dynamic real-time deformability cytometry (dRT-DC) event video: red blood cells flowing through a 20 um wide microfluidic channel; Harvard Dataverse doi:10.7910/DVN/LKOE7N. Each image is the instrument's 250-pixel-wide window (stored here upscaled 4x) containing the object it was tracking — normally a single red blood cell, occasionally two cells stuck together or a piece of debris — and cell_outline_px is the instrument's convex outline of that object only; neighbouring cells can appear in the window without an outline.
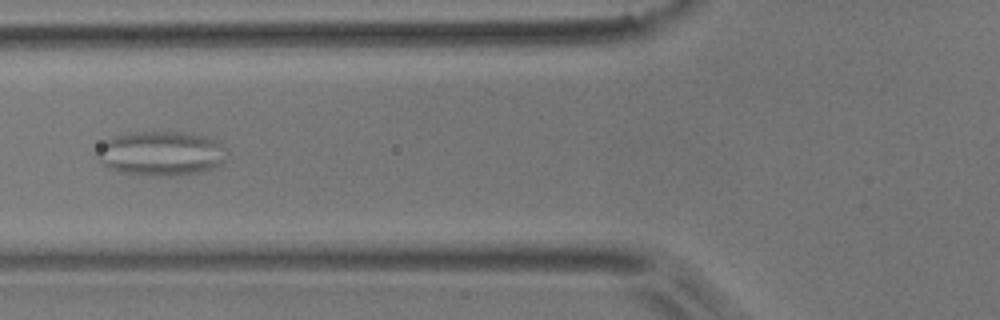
{"species": "common noctule bat (a hibernating species)", "species_latin": "Nyctalus noctula", "temperature_condition": "room temperature", "stored_images_in_passage": 8, "camera_frame_rate_fps": 3000, "um_per_image_px": 0.085, "animal": {"sex": "male", "body_mass_g": 17.9}, "frame": {"image": 1, "passage_image": 6, "time_ms": 1.667, "image_size_px": [1000, 320], "cell_outline_px": [[224, 160], [220, 168], [200, 172], [172, 176], [160, 176], [116, 172], [108, 168], [96, 156], [96, 152], [100, 144], [116, 136], [128, 132], [192, 132], [216, 140], [224, 148]], "centroid_in_image_um": [13.7, 13.05], "position_along_channel_um": 112.1, "area_um2": 33.93}}
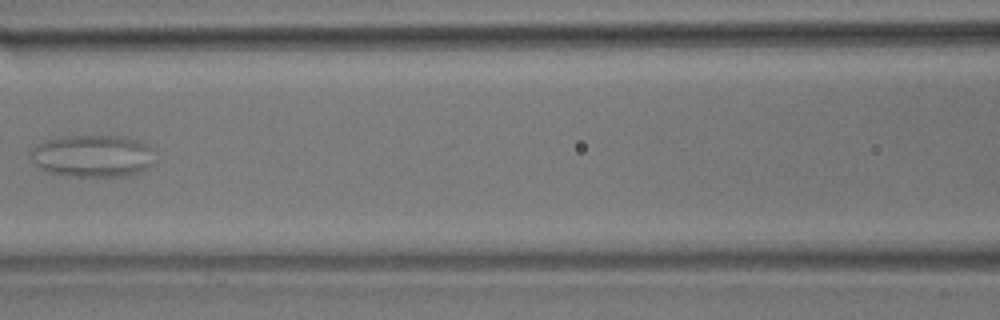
{"frame": {"image": 2, "passage_image": 7, "time_ms": 2.0, "image_size_px": [1000, 320], "cell_outline_px": [[152, 164], [148, 168], [128, 176], [64, 176], [48, 172], [36, 168], [32, 156], [32, 148], [36, 144], [44, 140], [68, 136], [124, 136], [136, 140], [144, 144], [148, 148]], "centroid_in_image_um": [7.79, 13.27], "position_along_channel_um": 158.8, "area_um2": 30.29}}
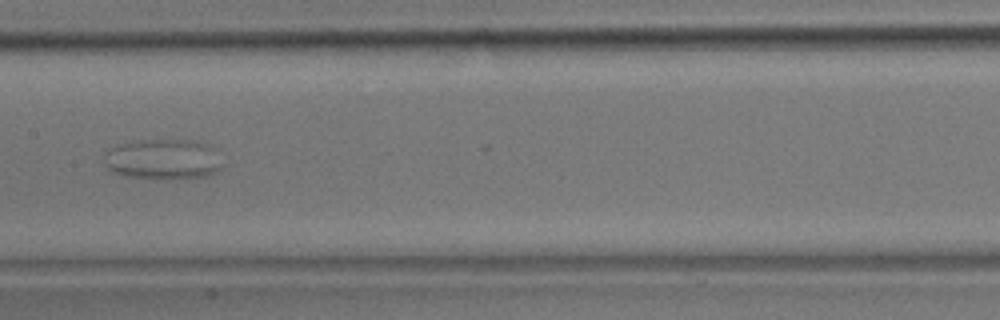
{"frame": {"image": 3, "passage_image": 8, "time_ms": 2.333, "image_size_px": [1000, 320], "cell_outline_px": [[224, 164], [220, 168], [204, 176], [124, 176], [112, 172], [108, 168], [104, 160], [104, 156], [108, 148], [120, 144], [144, 140], [192, 140], [208, 144], [212, 148]], "centroid_in_image_um": [13.82, 13.48], "position_along_channel_um": 193.6, "area_um2": 26.76}}